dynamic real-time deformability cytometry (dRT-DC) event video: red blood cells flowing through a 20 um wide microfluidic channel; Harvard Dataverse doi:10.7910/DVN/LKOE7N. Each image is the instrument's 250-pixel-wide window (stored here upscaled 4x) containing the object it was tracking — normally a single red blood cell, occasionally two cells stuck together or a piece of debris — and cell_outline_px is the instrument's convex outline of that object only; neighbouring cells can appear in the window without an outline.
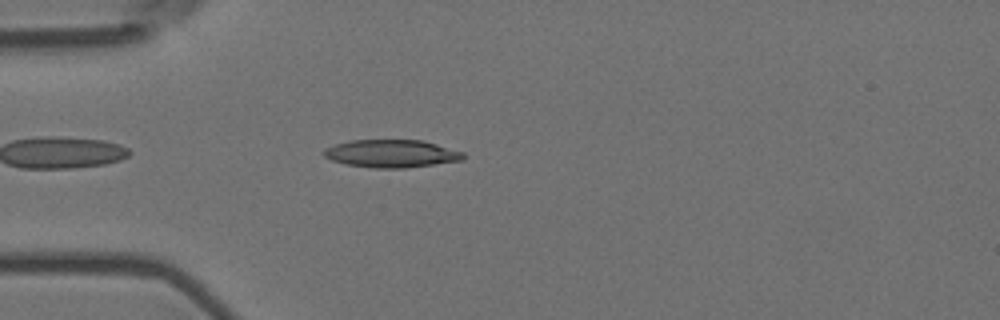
{"species": "Egyptian fruit bat (a non-hibernating species)", "species_latin": "Rousettus aegyptiacus", "temperature_condition": "room temperature", "stored_images_in_passage": 4, "camera_frame_rate_fps": 3000, "um_per_image_px": 0.085, "animal": {"sex": "female"}, "frame": {"image": 1, "passage_image": 4, "time_ms": 1.0, "image_size_px": [1000, 320], "cell_outline_px": [[464, 160], [404, 168], [372, 168], [348, 164], [332, 160], [324, 156], [320, 152], [324, 148], [348, 140], [424, 140], [464, 152]], "centroid_in_image_um": [33.26, 13.05], "position_along_channel_um": 51.7, "area_um2": 22.66}}